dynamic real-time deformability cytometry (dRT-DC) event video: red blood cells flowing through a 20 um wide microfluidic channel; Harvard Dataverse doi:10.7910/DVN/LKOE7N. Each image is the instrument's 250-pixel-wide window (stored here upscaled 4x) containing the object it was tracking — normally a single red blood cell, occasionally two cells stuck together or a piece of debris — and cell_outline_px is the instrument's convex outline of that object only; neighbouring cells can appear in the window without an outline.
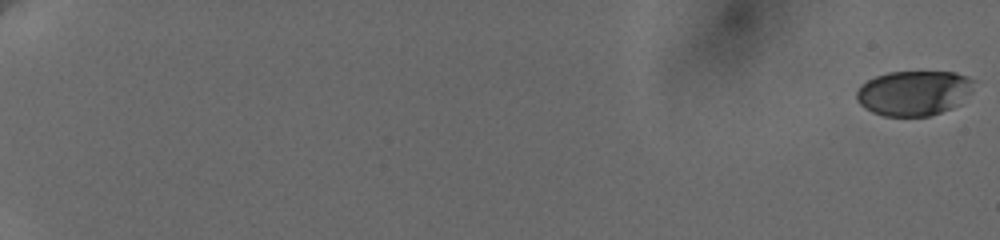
{"species": "human", "species_latin": "Homo sapiens", "temperature_condition": "cold", "stored_images_in_passage": 26, "camera_frame_rate_fps": 3000, "um_per_image_px": 0.085, "donor": {"sex": "female"}, "frame": {"image": 1, "passage_image": 1, "time_ms": 0.0, "image_size_px": [1000, 240], "cell_outline_px": [[976, 80], [960, 104], [952, 108], [928, 116], [884, 116], [872, 112], [864, 108], [856, 100], [856, 92], [860, 84], [876, 76], [888, 72], [956, 72], [968, 76]], "centroid_in_image_um": [77.65, 7.9], "position_along_channel_um": 7.4, "area_um2": 30.81}}
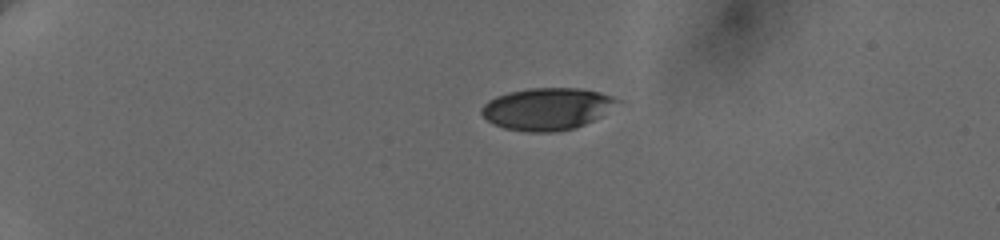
{"frame": {"image": 2, "passage_image": 20, "time_ms": 5.333, "image_size_px": [1000, 240], "cell_outline_px": [[620, 100], [600, 116], [576, 128], [556, 132], [524, 132], [504, 128], [492, 124], [480, 112], [480, 108], [488, 100], [496, 96], [508, 92], [528, 88], [580, 88], [600, 92], [612, 96]], "centroid_in_image_um": [46.44, 9.26], "position_along_channel_um": 38.6, "area_um2": 33.29}}